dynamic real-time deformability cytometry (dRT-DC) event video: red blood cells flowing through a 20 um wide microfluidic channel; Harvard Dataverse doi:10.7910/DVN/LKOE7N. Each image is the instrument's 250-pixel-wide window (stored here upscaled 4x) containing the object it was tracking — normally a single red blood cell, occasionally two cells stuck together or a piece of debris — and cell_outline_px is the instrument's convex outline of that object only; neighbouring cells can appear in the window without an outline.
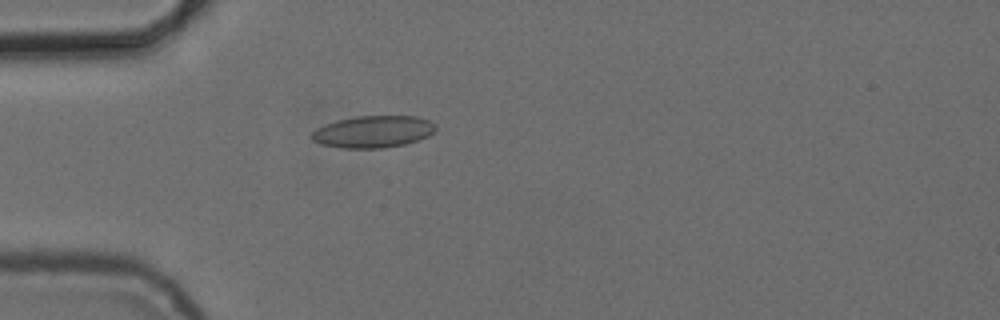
{"species": "common noctule bat (a hibernating species)", "species_latin": "Nyctalus noctula", "temperature_condition": "cold", "stored_images_in_passage": 4, "camera_frame_rate_fps": 3000, "um_per_image_px": 0.085, "animal": {"sex": "female", "body_mass_g": 24.6, "forearm_length_mm": 56.2}, "frame": {"image": 1, "passage_image": 4, "time_ms": 4.667, "image_size_px": [1000, 320], "cell_outline_px": [[436, 132], [428, 136], [404, 144], [380, 148], [340, 148], [320, 144], [312, 140], [312, 132], [316, 128], [324, 124], [336, 120], [356, 116], [416, 116], [428, 120], [436, 124]], "centroid_in_image_um": [31.71, 11.19], "position_along_channel_um": 53.3, "area_um2": 23.18}}